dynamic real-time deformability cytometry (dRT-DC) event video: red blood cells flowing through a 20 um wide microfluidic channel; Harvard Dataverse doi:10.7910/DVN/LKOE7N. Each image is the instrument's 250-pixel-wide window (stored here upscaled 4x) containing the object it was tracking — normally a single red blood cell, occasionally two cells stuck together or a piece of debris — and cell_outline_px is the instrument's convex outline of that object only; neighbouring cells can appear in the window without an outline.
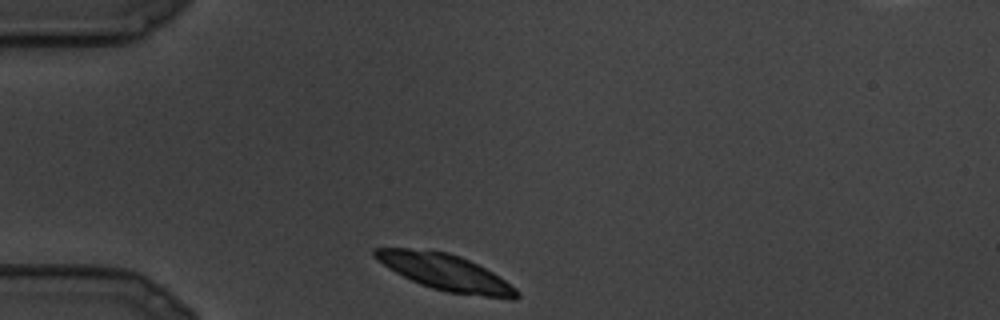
{"species": "common noctule bat (a hibernating species)", "species_latin": "Nyctalus noctula", "temperature_condition": "cold", "stored_images_in_passage": 18, "camera_frame_rate_fps": 3000, "um_per_image_px": 0.085, "animal": {"sex": "male", "body_mass_g": 19.5, "forearm_length_mm": 54.6}, "frame": {"image": 1, "passage_image": 1, "time_ms": 0.0, "image_size_px": [1000, 320], "cell_outline_px": [[520, 296], [516, 300], [512, 300], [448, 292], [432, 288], [420, 284], [388, 268], [376, 260], [372, 256], [372, 248], [408, 248], [448, 252], [460, 256], [492, 272], [516, 288], [520, 292]], "centroid_in_image_um": [37.86, 23.15], "position_along_channel_um": 47.1, "area_um2": 29.88}}
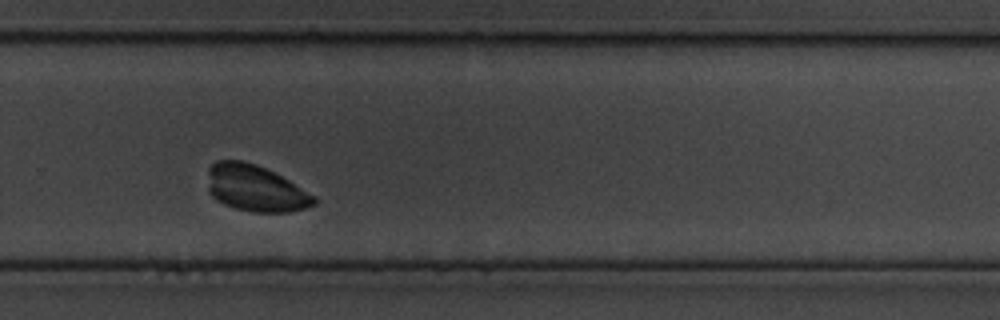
{"frame": {"image": 2, "passage_image": 13, "time_ms": 4.0, "image_size_px": [1000, 320], "cell_outline_px": [[320, 200], [316, 204], [308, 208], [288, 212], [252, 212], [236, 208], [224, 204], [216, 200], [208, 192], [208, 168], [216, 160], [244, 160], [256, 164], [288, 180], [316, 196]], "centroid_in_image_um": [21.72, 16.01], "position_along_channel_um": 308.1, "area_um2": 28.96}}
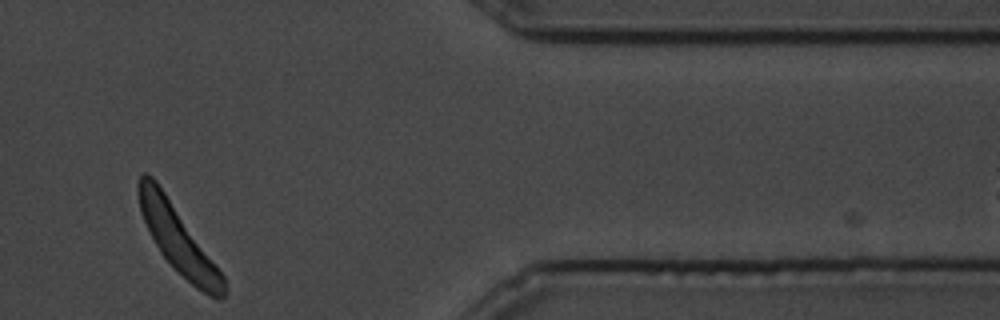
{"frame": {"image": 3, "passage_image": 18, "time_ms": 5.667, "image_size_px": [1000, 320], "cell_outline_px": [[228, 296], [216, 300], [196, 288], [160, 252], [140, 212], [136, 188], [136, 184], [140, 176], [144, 172], [152, 176], [156, 180], [224, 276]], "centroid_in_image_um": [15.14, 20.33], "position_along_channel_um": 396.3, "area_um2": 32.14}}